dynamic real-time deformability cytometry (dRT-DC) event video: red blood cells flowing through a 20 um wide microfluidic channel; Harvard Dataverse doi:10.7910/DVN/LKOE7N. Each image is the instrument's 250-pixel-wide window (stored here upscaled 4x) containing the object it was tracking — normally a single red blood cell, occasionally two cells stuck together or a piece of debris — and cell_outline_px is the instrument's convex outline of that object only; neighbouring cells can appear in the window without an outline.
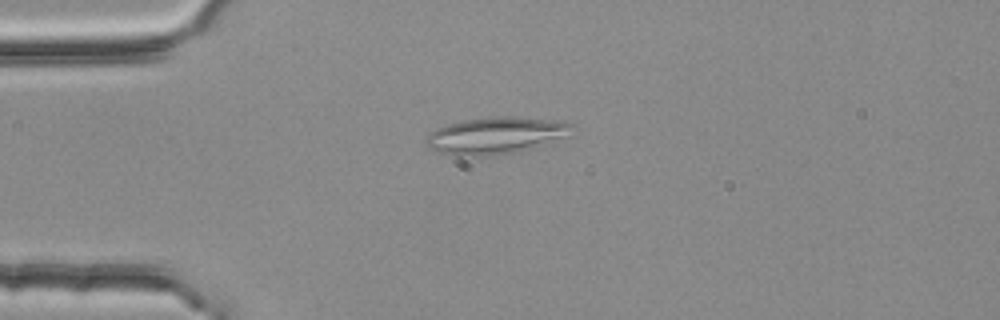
{"species": "common noctule bat (a hibernating species)", "species_latin": "Nyctalus noctula", "temperature_condition": "room temperature", "stored_images_in_passage": 1, "camera_frame_rate_fps": 3000, "um_per_image_px": 0.085, "animal": {"sex": "female", "body_mass_g": 25.1}, "frame": {"image": 1, "passage_image": 1, "time_ms": 0.0, "image_size_px": [1000, 320], "cell_outline_px": [[576, 128], [572, 136], [532, 148], [516, 152], [488, 156], [460, 156], [440, 152], [428, 148], [428, 132], [444, 124], [464, 120], [488, 116], [516, 116], [564, 120], [572, 124]], "centroid_in_image_um": [42.25, 11.49], "position_along_channel_um": 42.8, "area_um2": 32.19}}